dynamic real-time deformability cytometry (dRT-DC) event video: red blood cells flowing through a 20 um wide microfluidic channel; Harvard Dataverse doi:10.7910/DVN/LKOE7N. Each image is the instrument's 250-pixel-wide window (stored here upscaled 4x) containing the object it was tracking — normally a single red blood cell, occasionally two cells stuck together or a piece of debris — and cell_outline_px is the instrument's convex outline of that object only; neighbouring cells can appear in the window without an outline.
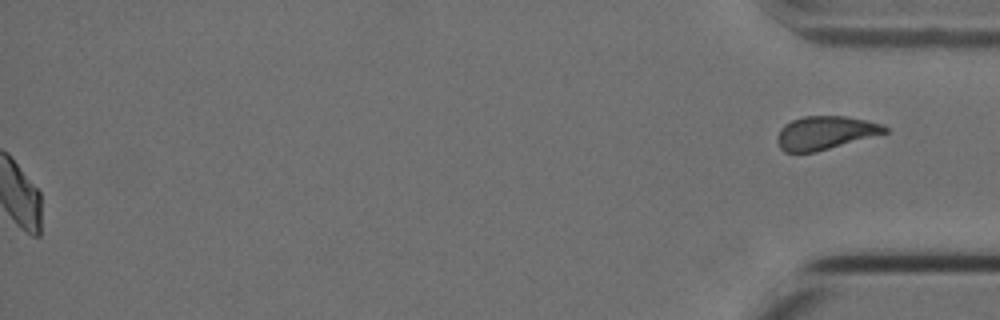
{"species": "Egyptian fruit bat (a non-hibernating species)", "species_latin": "Rousettus aegyptiacus", "temperature_condition": "cold", "stored_images_in_passage": 44, "segment_of_instrument_passage": [2, 2], "camera_frame_rate_fps": 3000, "um_per_image_px": 0.085, "animal": {"sex": "female"}, "frame": {"image": 1, "passage_image": 44, "time_ms": 14.333, "image_size_px": [1000, 320], "cell_outline_px": [[888, 132], [816, 152], [784, 152], [780, 148], [776, 140], [776, 136], [780, 128], [784, 124], [792, 120], [804, 116], [848, 116], [880, 124], [888, 128]], "centroid_in_image_um": [70.09, 11.29], "position_along_channel_um": 365.1, "area_um2": 20.87}}